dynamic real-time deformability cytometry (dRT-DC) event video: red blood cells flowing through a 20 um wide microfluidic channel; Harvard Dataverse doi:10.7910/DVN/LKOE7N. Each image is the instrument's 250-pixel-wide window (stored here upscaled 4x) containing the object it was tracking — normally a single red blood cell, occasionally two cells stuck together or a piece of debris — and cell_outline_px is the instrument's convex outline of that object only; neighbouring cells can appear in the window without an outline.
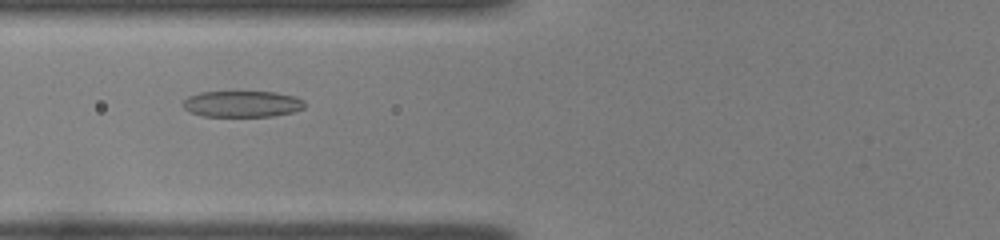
{"species": "common noctule bat (a hibernating species)", "species_latin": "Nyctalus noctula", "temperature_condition": "room temperature", "stored_images_in_passage": 33, "camera_frame_rate_fps": 3000, "um_per_image_px": 0.085, "animal": {"sex": "female", "body_mass_g": 22.0, "forearm_length_mm": 56.7}, "frame": {"image": 1, "passage_image": 4, "time_ms": 1.0, "image_size_px": [1000, 240], "cell_outline_px": [[304, 108], [292, 112], [272, 116], [204, 116], [188, 112], [184, 108], [184, 100], [188, 96], [200, 92], [276, 92], [296, 96], [304, 100]], "centroid_in_image_um": [20.59, 8.83], "position_along_channel_um": 105.2, "area_um2": 18.61}}
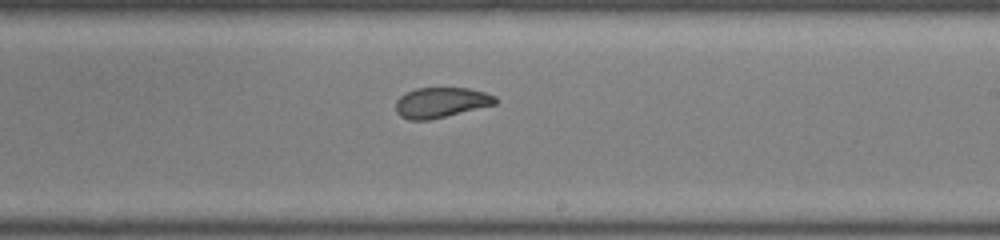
{"frame": {"image": 2, "passage_image": 15, "time_ms": 4.667, "image_size_px": [1000, 240], "cell_outline_px": [[496, 104], [428, 120], [408, 120], [400, 116], [396, 112], [396, 100], [400, 96], [416, 88], [468, 88], [484, 92], [496, 96]], "centroid_in_image_um": [37.46, 8.71], "position_along_channel_um": 251.5, "area_um2": 17.4}}
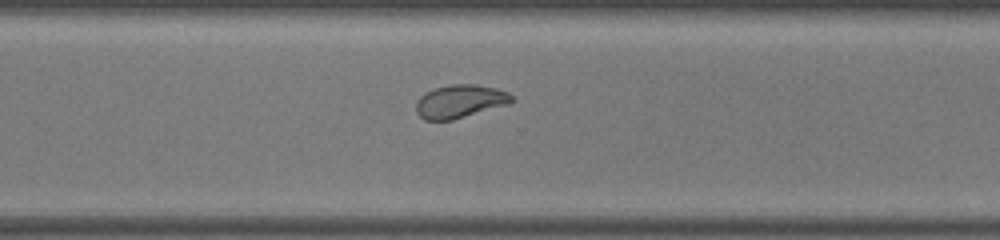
{"frame": {"image": 3, "passage_image": 21, "time_ms": 6.667, "image_size_px": [1000, 240], "cell_outline_px": [[512, 104], [452, 120], [424, 120], [416, 112], [416, 100], [420, 96], [436, 88], [452, 84], [476, 84], [496, 88], [508, 92], [512, 96]], "centroid_in_image_um": [39.12, 8.62], "position_along_channel_um": 331.5, "area_um2": 18.61}, "authors_computed_cell_mechanics": {"area_um2": 18.6116, "velocity_mm_per_s": 3.998, "shape_relaxation_time_tau1_ms": 4.3899, "shape_relaxation_time_tau2_ms": 1.193, "deformation_change_tau1": 0.1746, "deformation_change_tau2": 0.0688}}